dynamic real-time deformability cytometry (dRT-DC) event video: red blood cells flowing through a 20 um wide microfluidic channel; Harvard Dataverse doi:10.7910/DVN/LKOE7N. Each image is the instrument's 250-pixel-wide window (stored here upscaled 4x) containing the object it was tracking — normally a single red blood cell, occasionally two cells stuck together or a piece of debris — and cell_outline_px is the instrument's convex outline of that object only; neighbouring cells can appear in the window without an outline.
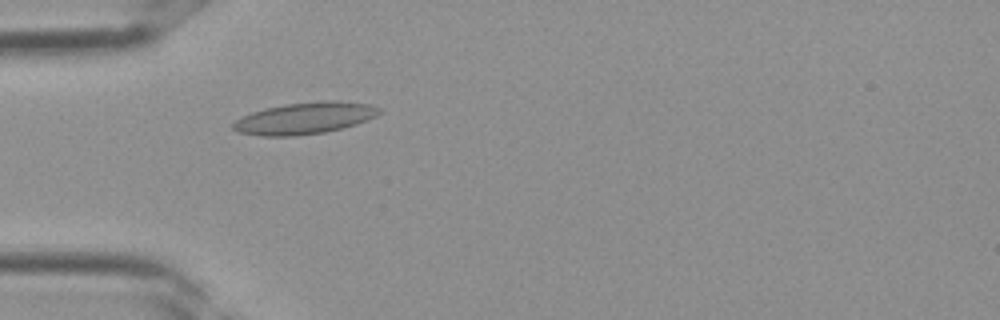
{"species": "Egyptian fruit bat (a non-hibernating species)", "species_latin": "Rousettus aegyptiacus", "temperature_condition": "room temperature", "stored_images_in_passage": 30, "camera_frame_rate_fps": 3000, "um_per_image_px": 0.085, "frame": {"image": 1, "passage_image": 5, "time_ms": 1.333, "image_size_px": [1000, 320], "cell_outline_px": [[384, 112], [376, 116], [356, 124], [324, 132], [296, 136], [260, 136], [236, 132], [232, 128], [232, 124], [240, 116], [264, 108], [284, 104], [328, 100], [340, 100], [368, 104], [380, 108]], "centroid_in_image_um": [25.88, 10.04], "position_along_channel_um": 59.1, "area_um2": 27.22}}
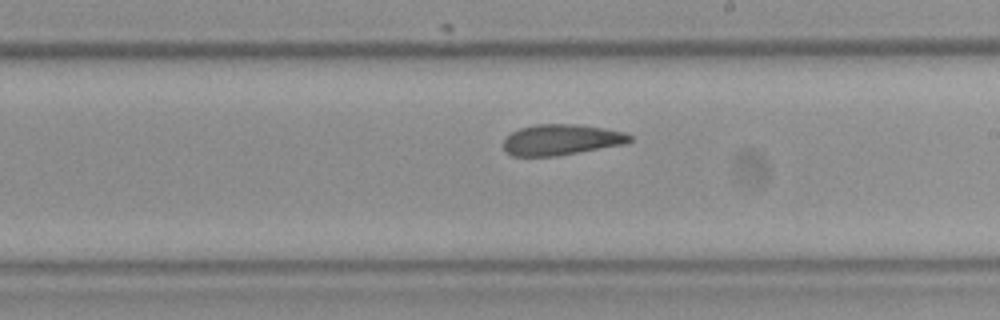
{"frame": {"image": 2, "passage_image": 15, "time_ms": 4.667, "image_size_px": [1000, 320], "cell_outline_px": [[632, 140], [628, 144], [560, 156], [512, 156], [504, 148], [504, 136], [520, 128], [536, 124], [572, 124], [604, 128], [624, 132], [632, 136]], "centroid_in_image_um": [47.74, 11.89], "position_along_channel_um": 241.3, "area_um2": 22.95}}
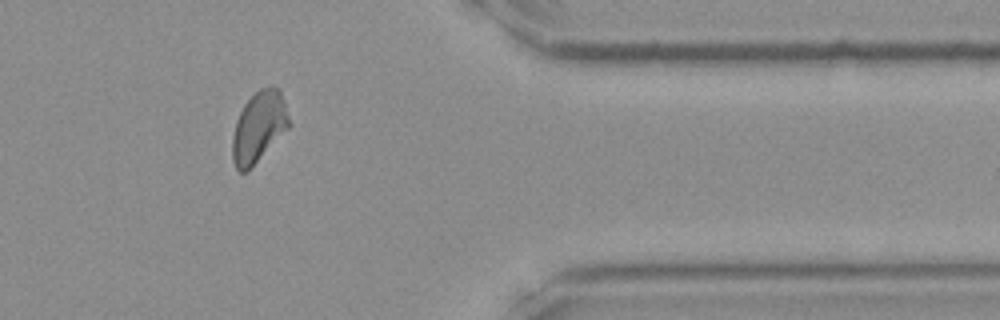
{"frame": {"image": 3, "passage_image": 24, "time_ms": 7.667, "image_size_px": [1000, 320], "cell_outline_px": [[292, 124], [248, 172], [240, 172], [236, 168], [232, 160], [232, 140], [236, 120], [244, 104], [260, 88], [268, 84], [272, 84], [280, 88]], "centroid_in_image_um": [22.02, 10.77], "position_along_channel_um": 389.4, "area_um2": 23.76}}